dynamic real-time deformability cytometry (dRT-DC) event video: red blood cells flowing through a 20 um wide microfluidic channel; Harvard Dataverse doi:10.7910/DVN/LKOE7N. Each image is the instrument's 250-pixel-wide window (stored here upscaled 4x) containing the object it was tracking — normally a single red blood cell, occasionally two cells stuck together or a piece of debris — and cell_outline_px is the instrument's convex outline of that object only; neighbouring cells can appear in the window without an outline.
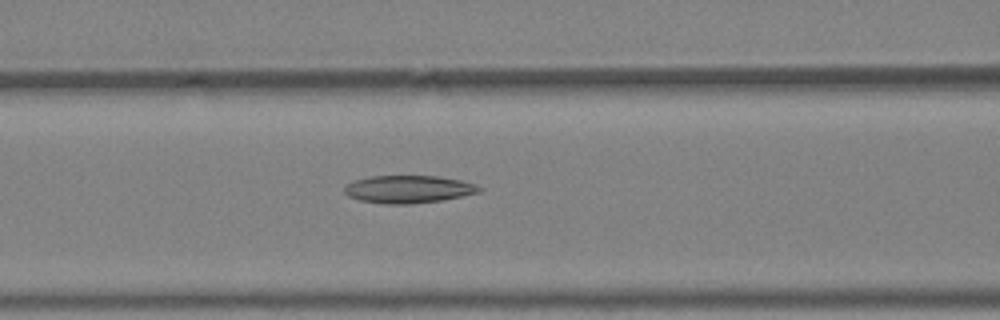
{"species": "Egyptian fruit bat (a non-hibernating species)", "species_latin": "Rousettus aegyptiacus", "temperature_condition": "warm", "stored_images_in_passage": 36, "camera_frame_rate_fps": 3000, "um_per_image_px": 0.085, "animal": {"sex": "female"}, "frame": {"image": 1, "passage_image": 13, "time_ms": 4.0, "image_size_px": [1000, 320], "cell_outline_px": [[484, 188], [480, 192], [444, 200], [408, 204], [388, 204], [360, 200], [348, 196], [344, 192], [344, 188], [348, 184], [356, 180], [372, 176], [436, 176], [460, 180], [476, 184]], "centroid_in_image_um": [34.76, 16.09], "position_along_channel_um": 131.8, "area_um2": 21.62}}
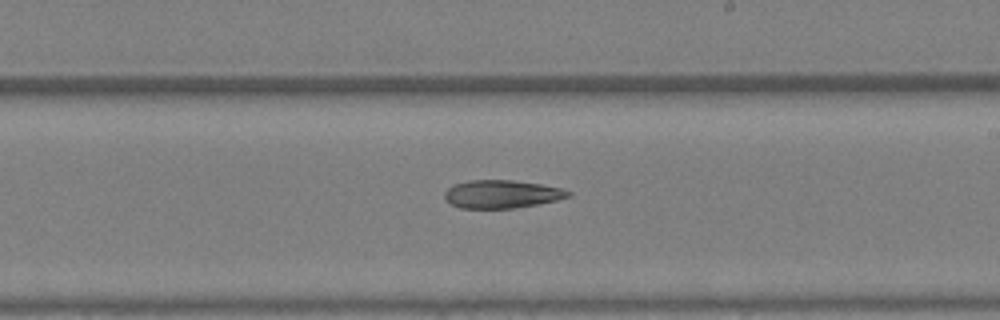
{"frame": {"image": 2, "passage_image": 20, "time_ms": 6.333, "image_size_px": [1000, 320], "cell_outline_px": [[572, 196], [556, 200], [516, 208], [460, 208], [444, 200], [444, 192], [448, 188], [456, 184], [468, 180], [512, 180], [540, 184], [560, 188], [572, 192]], "centroid_in_image_um": [42.63, 16.5], "position_along_channel_um": 246.4, "area_um2": 20.17}}
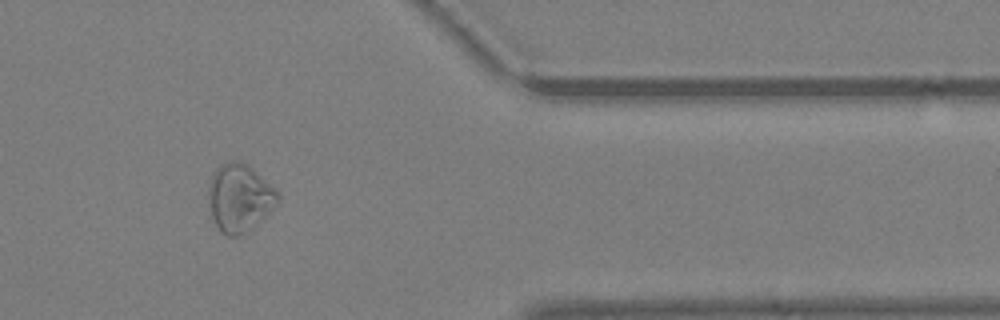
{"frame": {"image": 3, "passage_image": 30, "time_ms": 9.667, "image_size_px": [1000, 320], "cell_outline_px": [[280, 200], [252, 228], [236, 236], [228, 236], [220, 232], [212, 216], [208, 204], [208, 184], [212, 172], [220, 164], [228, 160], [240, 160], [248, 164], [276, 188], [280, 196]], "centroid_in_image_um": [20.33, 16.76], "position_along_channel_um": 391.1, "area_um2": 27.69}}